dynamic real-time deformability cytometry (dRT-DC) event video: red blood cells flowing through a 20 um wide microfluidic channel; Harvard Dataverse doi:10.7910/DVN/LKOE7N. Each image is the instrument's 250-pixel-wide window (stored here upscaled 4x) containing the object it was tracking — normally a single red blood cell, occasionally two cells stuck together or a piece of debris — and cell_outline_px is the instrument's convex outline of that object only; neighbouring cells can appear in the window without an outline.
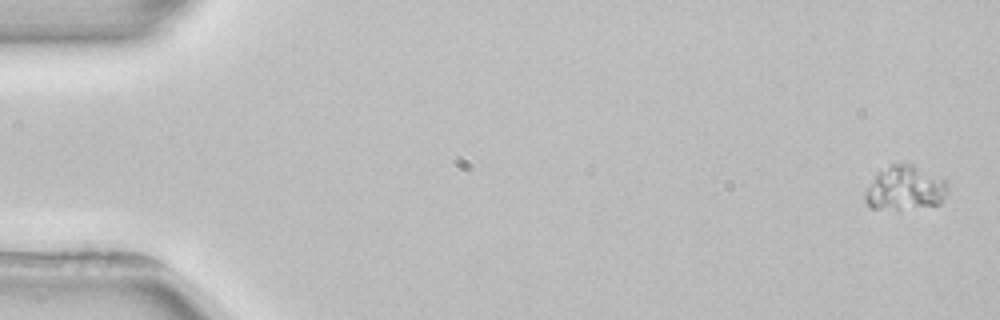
{"species": "common noctule bat (a hibernating species)", "species_latin": "Nyctalus noctula", "temperature_condition": "room temperature", "stored_images_in_passage": 6, "camera_frame_rate_fps": 3000, "um_per_image_px": 0.085, "animal": {"sex": "female", "body_mass_g": 22.7, "forearm_length_mm": 54.2}, "frame": {"image": 1, "passage_image": 1, "time_ms": 0.0, "image_size_px": [1000, 320], "cell_outline_px": [[948, 188], [940, 204], [900, 208], [872, 208], [864, 200], [864, 196], [876, 172], [892, 164], [912, 164], [944, 180], [948, 184]], "centroid_in_image_um": [76.91, 15.97], "position_along_channel_um": 8.1, "area_um2": 20.63}}
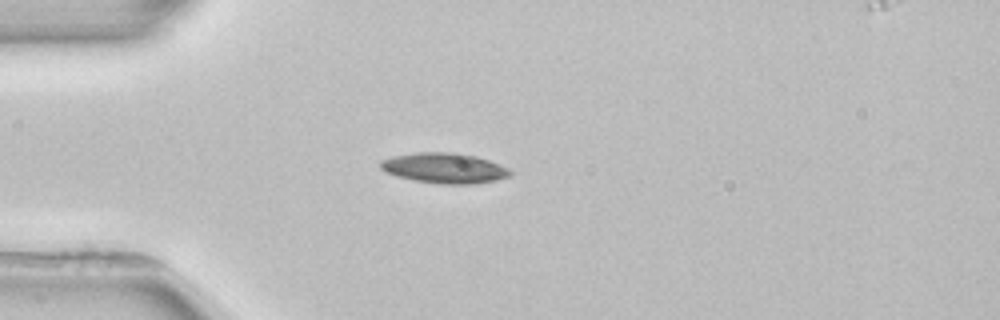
{"frame": {"image": 2, "passage_image": 5, "time_ms": 7.0, "image_size_px": [1000, 320], "cell_outline_px": [[516, 172], [512, 176], [496, 180], [472, 184], [440, 184], [416, 180], [396, 176], [384, 172], [380, 168], [380, 160], [392, 156], [416, 152], [448, 152], [476, 156], [500, 164]], "centroid_in_image_um": [37.79, 14.29], "position_along_channel_um": 47.2, "area_um2": 23.12}}